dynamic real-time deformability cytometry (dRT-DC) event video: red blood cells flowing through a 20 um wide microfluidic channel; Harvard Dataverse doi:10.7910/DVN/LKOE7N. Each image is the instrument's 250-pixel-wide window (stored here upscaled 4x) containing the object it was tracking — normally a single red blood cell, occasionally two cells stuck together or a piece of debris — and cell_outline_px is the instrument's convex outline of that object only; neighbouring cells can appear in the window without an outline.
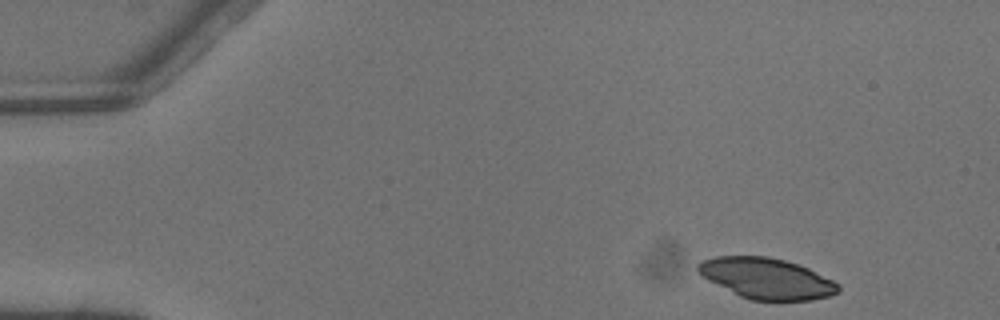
{"species": "common noctule bat (a hibernating species)", "species_latin": "Nyctalus noctula", "temperature_condition": "warm", "stored_images_in_passage": 3, "camera_frame_rate_fps": 3000, "um_per_image_px": 0.085, "animal": {"sex": "male", "body_mass_g": 13.3}, "frame": {"image": 1, "passage_image": 1, "time_ms": 0.0, "image_size_px": [1000, 320], "cell_outline_px": [[840, 292], [832, 296], [812, 300], [748, 300], [708, 280], [696, 268], [696, 264], [704, 260], [716, 256], [768, 256], [784, 260], [808, 268], [840, 284]], "centroid_in_image_um": [65.19, 23.67], "position_along_channel_um": 19.8, "area_um2": 33.23}}